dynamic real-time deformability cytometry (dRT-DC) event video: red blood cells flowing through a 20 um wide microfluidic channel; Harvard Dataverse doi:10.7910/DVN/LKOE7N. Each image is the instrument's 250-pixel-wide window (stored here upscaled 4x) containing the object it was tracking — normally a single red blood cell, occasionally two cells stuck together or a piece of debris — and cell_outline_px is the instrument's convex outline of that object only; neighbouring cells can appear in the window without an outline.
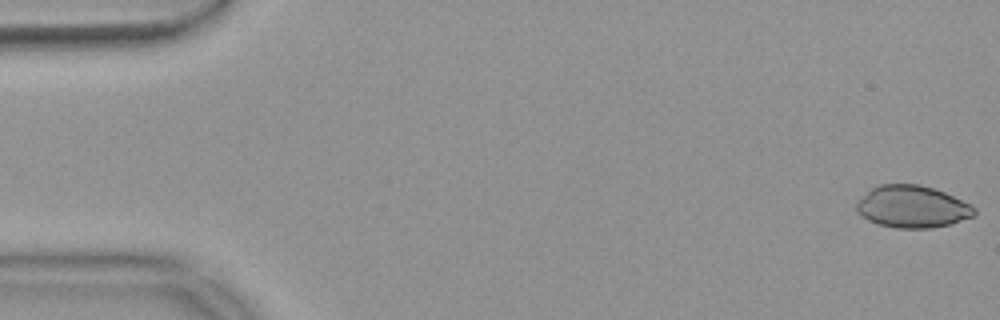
{"species": "common noctule bat (a hibernating species)", "species_latin": "Nyctalus noctula", "temperature_condition": "warm", "stored_images_in_passage": 54, "camera_frame_rate_fps": 3000, "um_per_image_px": 0.085, "animal": {"sex": "female", "body_mass_g": 18.4}, "frame": {"image": 1, "passage_image": 1, "time_ms": 0.0, "image_size_px": [1000, 320], "cell_outline_px": [[976, 216], [952, 224], [928, 228], [896, 228], [880, 224], [868, 220], [856, 212], [856, 200], [876, 184], [920, 184], [944, 192], [976, 208]], "centroid_in_image_um": [77.52, 17.57], "position_along_channel_um": 7.5, "area_um2": 29.07}}
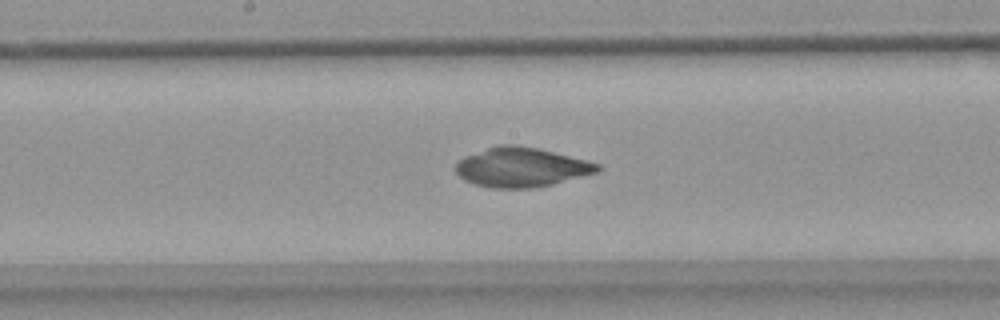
{"frame": {"image": 2, "passage_image": 28, "time_ms": 9.0, "image_size_px": [1000, 320], "cell_outline_px": [[604, 168], [600, 172], [552, 184], [532, 188], [492, 188], [472, 184], [464, 180], [456, 172], [456, 164], [464, 156], [500, 144], [516, 144], [536, 148], [600, 164]], "centroid_in_image_um": [44.32, 14.23], "position_along_channel_um": 203.9, "area_um2": 32.48}}
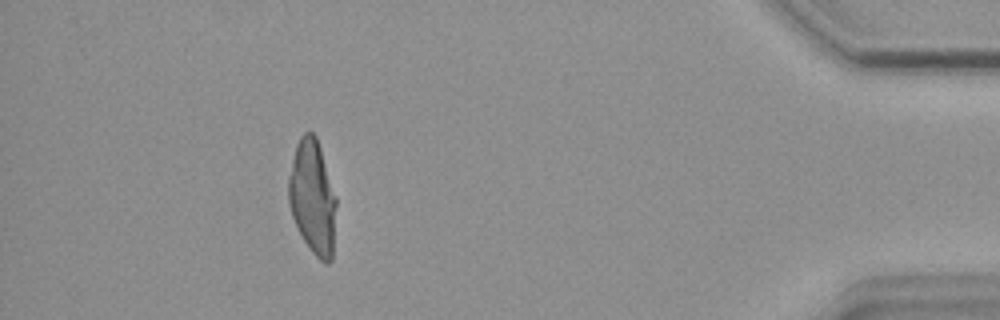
{"frame": {"image": 3, "passage_image": 49, "time_ms": 16.0, "image_size_px": [1000, 320], "cell_outline_px": [[336, 204], [332, 260], [328, 264], [324, 264], [312, 252], [304, 240], [292, 216], [288, 204], [288, 176], [296, 144], [300, 136], [304, 132], [312, 132], [316, 136], [336, 196]], "centroid_in_image_um": [26.56, 16.77], "position_along_channel_um": 408.6, "area_um2": 31.67}}